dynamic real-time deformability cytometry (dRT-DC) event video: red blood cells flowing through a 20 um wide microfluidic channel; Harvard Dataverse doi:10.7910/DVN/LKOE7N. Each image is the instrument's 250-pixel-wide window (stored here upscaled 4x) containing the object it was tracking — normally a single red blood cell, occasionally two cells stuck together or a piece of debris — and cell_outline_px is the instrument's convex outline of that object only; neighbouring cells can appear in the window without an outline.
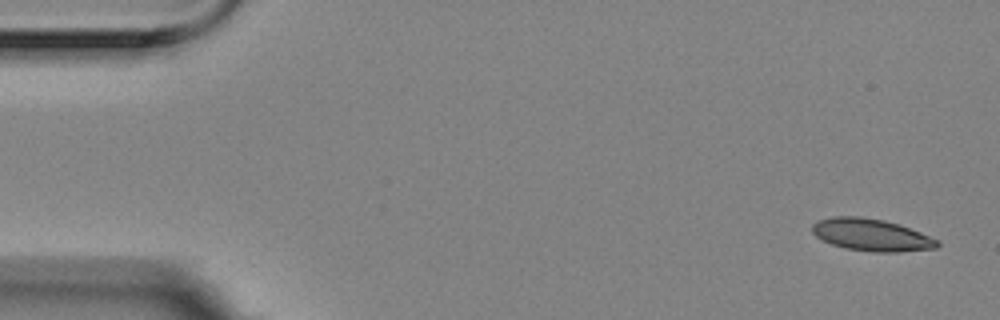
{"species": "Egyptian fruit bat (a non-hibernating species)", "species_latin": "Rousettus aegyptiacus", "temperature_condition": "room temperature", "stored_images_in_passage": 10, "camera_frame_rate_fps": 3000, "um_per_image_px": 0.085, "animal": {"sex": "female"}, "frame": {"image": 1, "passage_image": 1, "time_ms": 0.0, "image_size_px": [1000, 320], "cell_outline_px": [[940, 244], [936, 248], [896, 252], [872, 252], [844, 248], [832, 244], [816, 236], [812, 232], [812, 224], [816, 220], [832, 216], [860, 216], [884, 220], [900, 224], [940, 240]], "centroid_in_image_um": [74.06, 19.95], "position_along_channel_um": 10.9, "area_um2": 23.64}}
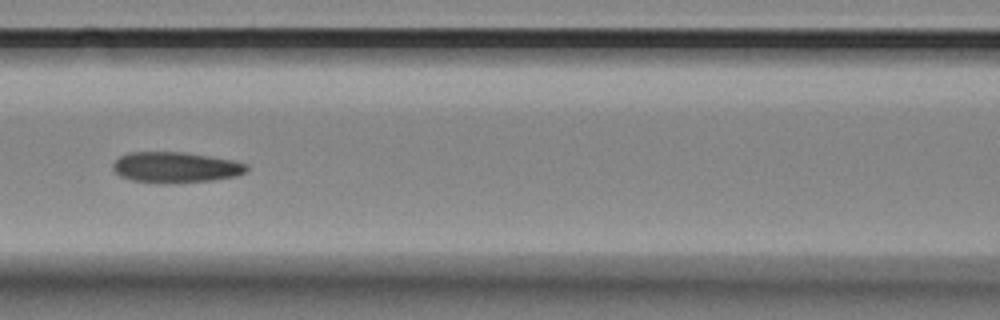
{"frame": {"image": 2, "passage_image": 6, "time_ms": 1.667, "image_size_px": [1000, 320], "cell_outline_px": [[248, 168], [244, 172], [236, 176], [212, 180], [132, 180], [120, 176], [112, 168], [112, 164], [120, 156], [128, 152], [184, 152], [232, 160], [248, 164]], "centroid_in_image_um": [14.92, 14.16], "position_along_channel_um": 151.7, "area_um2": 22.77}}
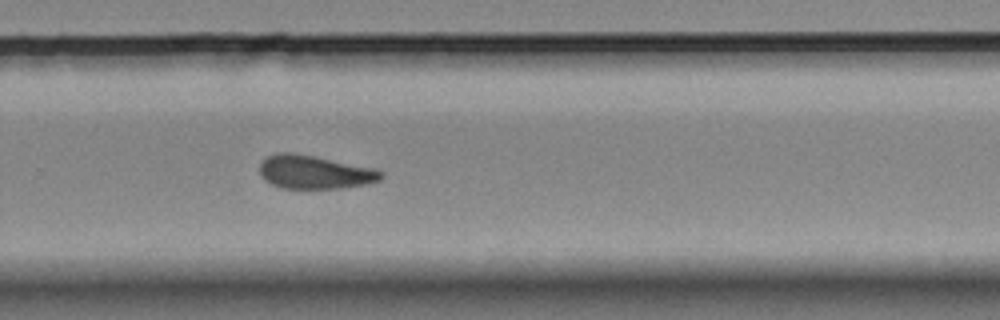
{"frame": {"image": 3, "passage_image": 10, "time_ms": 3.0, "image_size_px": [1000, 320], "cell_outline_px": [[384, 176], [380, 180], [368, 184], [344, 188], [280, 188], [264, 180], [260, 176], [260, 164], [268, 156], [276, 152], [292, 152], [376, 168], [384, 172]], "centroid_in_image_um": [26.77, 14.63], "position_along_channel_um": 303.0, "area_um2": 23.87}}